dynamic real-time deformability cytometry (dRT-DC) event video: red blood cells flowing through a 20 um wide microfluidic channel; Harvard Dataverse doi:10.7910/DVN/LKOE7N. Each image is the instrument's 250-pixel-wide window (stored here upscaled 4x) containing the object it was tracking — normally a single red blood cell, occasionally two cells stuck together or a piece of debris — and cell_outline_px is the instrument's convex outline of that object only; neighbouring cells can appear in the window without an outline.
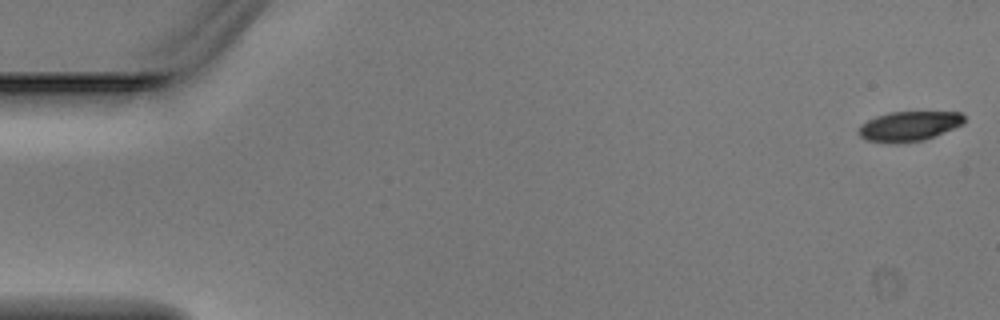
{"species": "Egyptian fruit bat (a non-hibernating species)", "species_latin": "Rousettus aegyptiacus", "temperature_condition": "warm", "stored_images_in_passage": 5, "camera_frame_rate_fps": 3000, "um_per_image_px": 0.085, "animal": {"sex": "male"}, "frame": {"image": 1, "passage_image": 1, "time_ms": 0.0, "image_size_px": [1000, 320], "cell_outline_px": [[964, 124], [924, 140], [896, 144], [868, 140], [860, 136], [856, 132], [860, 124], [876, 116], [888, 112], [960, 112], [964, 116]], "centroid_in_image_um": [77.24, 10.73], "position_along_channel_um": 7.8, "area_um2": 18.44}}